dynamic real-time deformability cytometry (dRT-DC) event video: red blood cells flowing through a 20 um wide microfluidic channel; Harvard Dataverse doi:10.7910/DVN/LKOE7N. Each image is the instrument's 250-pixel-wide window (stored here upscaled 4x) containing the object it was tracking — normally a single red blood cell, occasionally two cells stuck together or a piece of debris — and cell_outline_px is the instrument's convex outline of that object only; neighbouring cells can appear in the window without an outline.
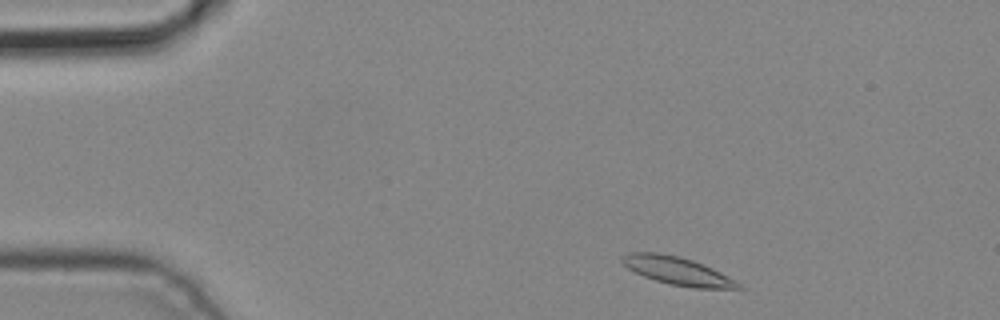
{"species": "common noctule bat (a hibernating species)", "species_latin": "Nyctalus noctula", "temperature_condition": "cold", "stored_images_in_passage": 5, "camera_frame_rate_fps": 3000, "um_per_image_px": 0.085, "animal": {"sex": "male", "body_mass_g": 19.2, "forearm_length_mm": 51.8}, "frame": {"image": 1, "passage_image": 1, "time_ms": 0.0, "image_size_px": [1000, 320], "cell_outline_px": [[744, 288], [692, 288], [668, 284], [644, 276], [628, 268], [620, 260], [620, 256], [628, 252], [660, 252], [680, 256], [692, 260], [712, 268], [720, 272], [740, 284]], "centroid_in_image_um": [57.52, 23.0], "position_along_channel_um": 27.5, "area_um2": 18.84}}
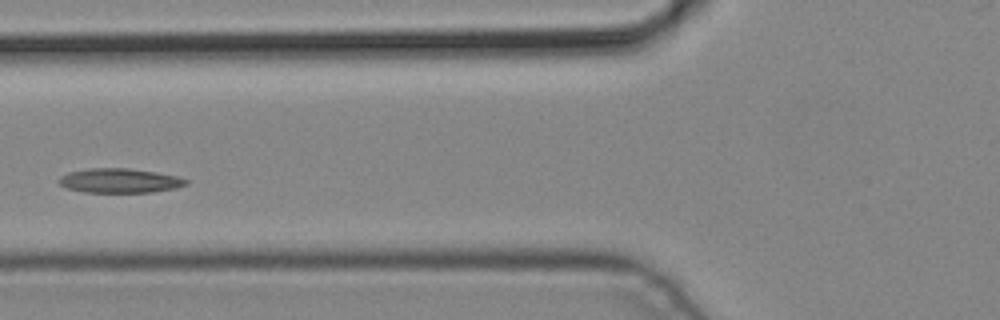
{"frame": {"image": 2, "passage_image": 4, "time_ms": 1.0, "image_size_px": [1000, 320], "cell_outline_px": [[188, 184], [176, 188], [152, 192], [84, 192], [68, 188], [60, 184], [56, 180], [60, 176], [68, 172], [88, 168], [128, 168], [156, 172], [176, 176], [188, 180]], "centroid_in_image_um": [10.15, 15.35], "position_along_channel_um": 115.6, "area_um2": 18.09}}
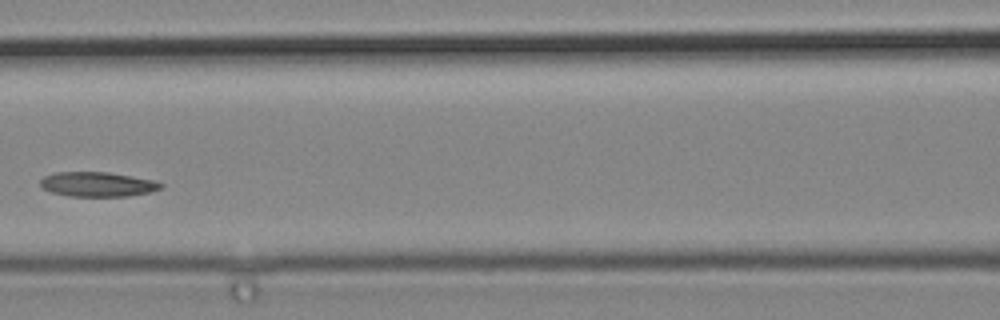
{"frame": {"image": 3, "passage_image": 5, "time_ms": 1.333, "image_size_px": [1000, 320], "cell_outline_px": [[164, 184], [160, 188], [148, 192], [128, 196], [68, 196], [52, 192], [44, 188], [40, 184], [40, 180], [44, 176], [56, 172], [108, 172], [152, 180]], "centroid_in_image_um": [8.25, 15.66], "position_along_channel_um": 158.3, "area_um2": 17.05}}